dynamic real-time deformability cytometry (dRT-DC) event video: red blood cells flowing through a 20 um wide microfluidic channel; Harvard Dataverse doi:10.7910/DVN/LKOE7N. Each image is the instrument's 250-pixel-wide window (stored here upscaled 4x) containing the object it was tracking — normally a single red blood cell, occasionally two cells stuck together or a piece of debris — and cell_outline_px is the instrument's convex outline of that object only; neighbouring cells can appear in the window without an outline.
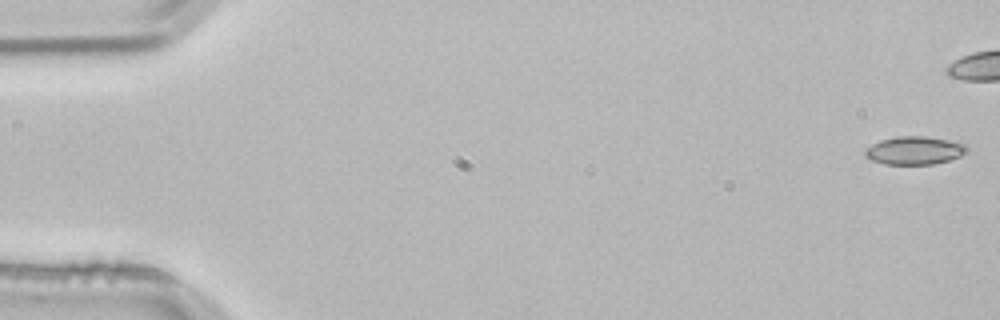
{"species": "common noctule bat (a hibernating species)", "species_latin": "Nyctalus noctula", "temperature_condition": "room temperature", "stored_images_in_passage": 4, "camera_frame_rate_fps": 3000, "um_per_image_px": 0.085, "animal": {"sex": "male", "body_mass_g": 21.5, "forearm_length_mm": 52.0}, "frame": {"image": 1, "passage_image": 1, "time_ms": 0.0, "image_size_px": [1000, 320], "cell_outline_px": [[968, 152], [960, 156], [948, 160], [932, 164], [884, 164], [872, 160], [864, 156], [864, 148], [880, 140], [896, 136], [924, 136], [948, 140], [964, 144], [968, 148]], "centroid_in_image_um": [77.69, 12.78], "position_along_channel_um": 7.3, "area_um2": 16.7}}